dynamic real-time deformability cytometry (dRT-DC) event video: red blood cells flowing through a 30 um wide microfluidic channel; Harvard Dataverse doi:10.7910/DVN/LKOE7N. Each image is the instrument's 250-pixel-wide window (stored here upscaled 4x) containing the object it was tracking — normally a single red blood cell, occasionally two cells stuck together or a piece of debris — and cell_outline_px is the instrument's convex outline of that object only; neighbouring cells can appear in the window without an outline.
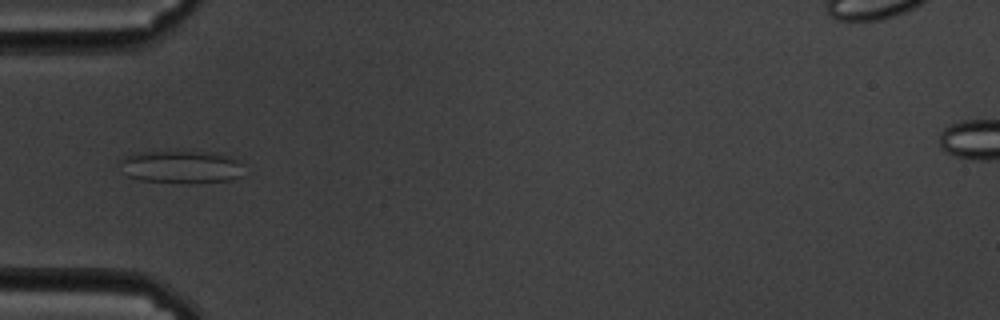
{"species": "common noctule bat (a hibernating species)", "species_latin": "Nyctalus noctula", "temperature_condition": "cold", "stored_images_in_passage": 22, "camera_frame_rate_fps": 3000, "um_per_image_px": 0.085, "animal": {"sex": "male", "body_mass_g": 19.5, "forearm_length_mm": 54.6}, "frame": {"image": 1, "passage_image": 1, "time_ms": 0.0, "image_size_px": [1000, 320], "cell_outline_px": [[244, 176], [232, 180], [192, 184], [188, 184], [140, 180], [128, 176], [120, 172], [120, 160], [124, 156], [132, 152], [216, 152], [240, 160], [244, 164]], "centroid_in_image_um": [15.44, 14.2], "position_along_channel_um": 69.6, "area_um2": 24.51}}